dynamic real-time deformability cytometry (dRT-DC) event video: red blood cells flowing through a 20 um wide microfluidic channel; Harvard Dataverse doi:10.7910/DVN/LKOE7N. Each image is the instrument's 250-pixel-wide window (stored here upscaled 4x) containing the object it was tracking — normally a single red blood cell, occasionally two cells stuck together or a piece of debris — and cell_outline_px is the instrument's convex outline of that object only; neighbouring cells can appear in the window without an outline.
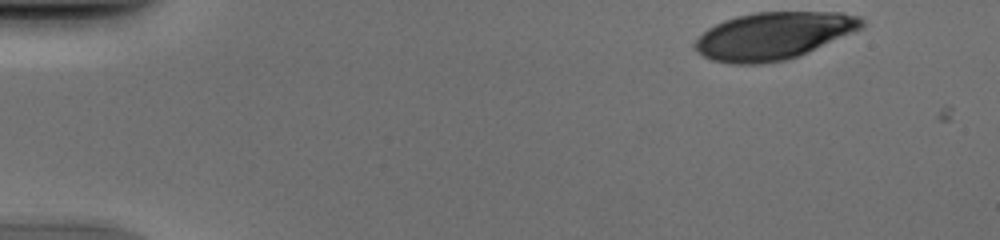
{"species": "human", "species_latin": "Homo sapiens", "temperature_condition": "cold", "stored_images_in_passage": 47, "camera_frame_rate_fps": 3000, "um_per_image_px": 0.085, "donor": {"sex": "male"}, "frame": {"image": 1, "passage_image": 1, "time_ms": 0.0, "image_size_px": [1000, 240], "cell_outline_px": [[864, 28], [800, 56], [788, 60], [760, 64], [732, 64], [712, 60], [696, 52], [692, 44], [708, 28], [724, 20], [736, 16], [756, 12], [840, 12], [860, 16], [864, 20]], "centroid_in_image_um": [65.77, 3.05], "position_along_channel_um": 19.2, "area_um2": 46.41}}
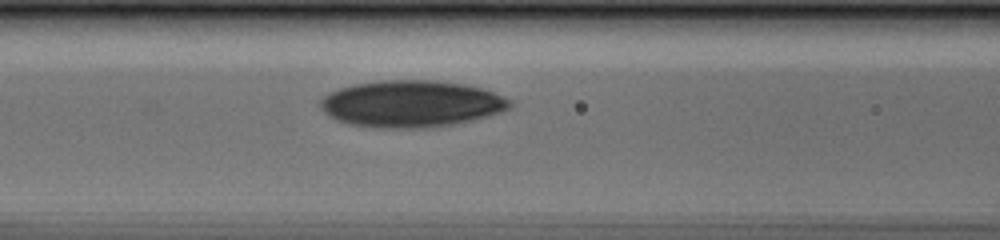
{"frame": {"image": 2, "passage_image": 18, "time_ms": 5.667, "image_size_px": [1000, 240], "cell_outline_px": [[512, 104], [508, 108], [500, 112], [452, 124], [424, 128], [384, 128], [348, 124], [336, 120], [328, 116], [320, 108], [320, 100], [324, 96], [340, 88], [356, 84], [380, 80], [432, 80], [464, 84], [484, 88], [512, 100]], "centroid_in_image_um": [34.93, 8.82], "position_along_channel_um": 131.7, "area_um2": 51.38}}
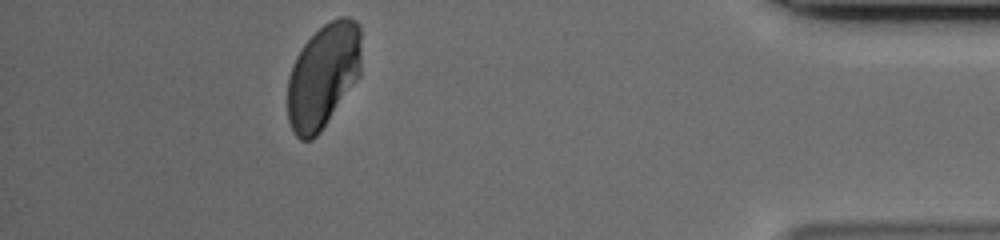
{"frame": {"image": 3, "passage_image": 42, "time_ms": 13.667, "image_size_px": [1000, 240], "cell_outline_px": [[360, 76], [320, 132], [312, 140], [300, 140], [296, 136], [288, 120], [288, 76], [292, 64], [296, 56], [304, 44], [324, 24], [340, 16], [348, 16], [356, 20], [360, 24]], "centroid_in_image_um": [27.47, 6.44], "position_along_channel_um": 407.7, "area_um2": 44.97}}